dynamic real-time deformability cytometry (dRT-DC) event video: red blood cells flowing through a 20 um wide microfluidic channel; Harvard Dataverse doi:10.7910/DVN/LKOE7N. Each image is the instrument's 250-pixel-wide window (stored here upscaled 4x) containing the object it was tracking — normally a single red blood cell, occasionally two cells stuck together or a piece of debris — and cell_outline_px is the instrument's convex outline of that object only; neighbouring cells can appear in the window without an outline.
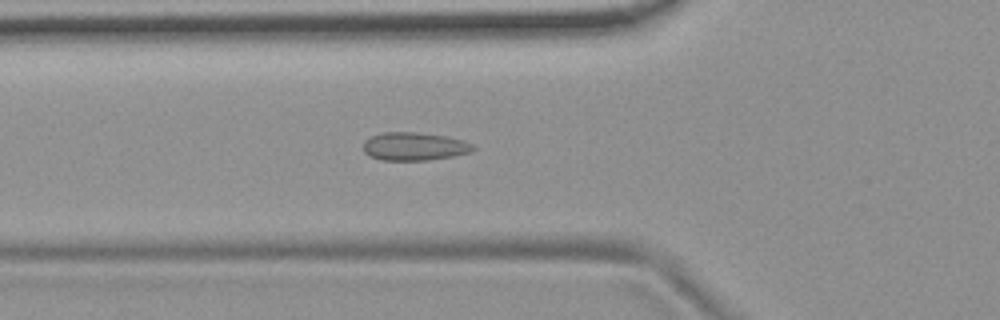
{"species": "common noctule bat (a hibernating species)", "species_latin": "Nyctalus noctula", "temperature_condition": "room temperature", "stored_images_in_passage": 43, "camera_frame_rate_fps": 3000, "um_per_image_px": 0.085, "animal": {"sex": "female", "body_mass_g": 19.9}, "frame": {"image": 1, "passage_image": 10, "time_ms": 3.0, "image_size_px": [1000, 320], "cell_outline_px": [[476, 148], [472, 152], [452, 156], [428, 160], [380, 160], [368, 156], [364, 152], [364, 140], [372, 136], [384, 132], [416, 132], [448, 136], [464, 140], [476, 144]], "centroid_in_image_um": [35.26, 12.44], "position_along_channel_um": 90.5, "area_um2": 18.26}}
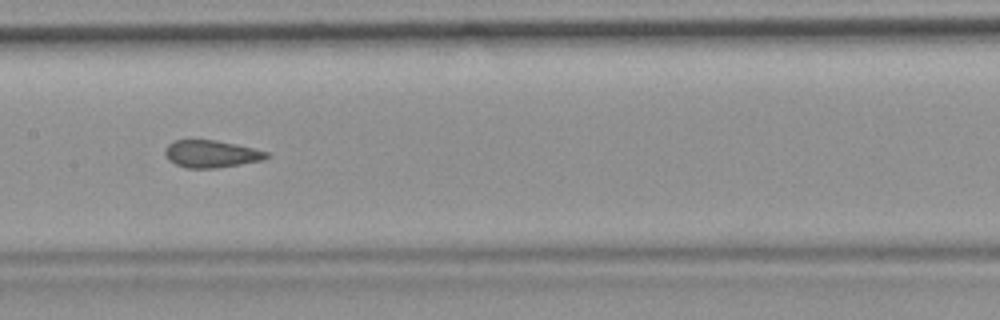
{"frame": {"image": 2, "passage_image": 18, "time_ms": 5.667, "image_size_px": [1000, 320], "cell_outline_px": [[272, 156], [264, 160], [216, 168], [184, 168], [168, 160], [164, 152], [164, 148], [168, 144], [176, 140], [216, 140], [236, 144], [268, 152]], "centroid_in_image_um": [17.96, 13.08], "position_along_channel_um": 189.4, "area_um2": 16.24}}
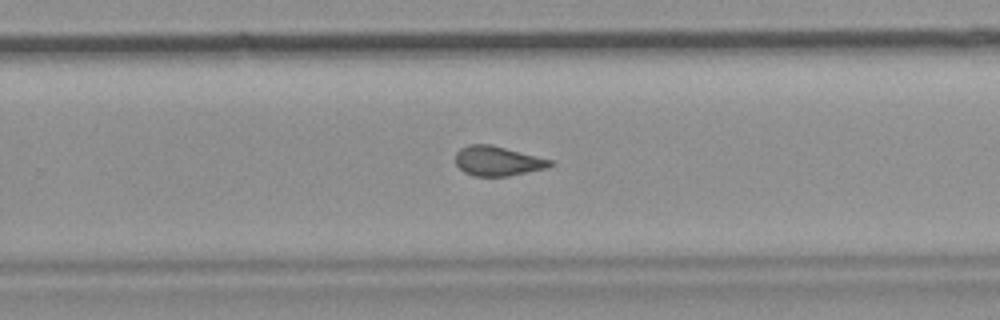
{"frame": {"image": 3, "passage_image": 26, "time_ms": 8.333, "image_size_px": [1000, 320], "cell_outline_px": [[556, 164], [548, 168], [508, 176], [476, 176], [464, 172], [456, 164], [456, 152], [460, 148], [468, 144], [492, 144], [552, 160]], "centroid_in_image_um": [42.32, 13.68], "position_along_channel_um": 287.5, "area_um2": 16.47}, "authors_computed_cell_mechanics": {"area_um2": 16.8198, "velocity_mm_per_s": 3.6947, "shape_relaxation_time_tau1_ms": null, "shape_relaxation_time_tau2_ms": 1.6233, "deformation_change_tau1": null, "deformation_change_tau2": 0.0576}}